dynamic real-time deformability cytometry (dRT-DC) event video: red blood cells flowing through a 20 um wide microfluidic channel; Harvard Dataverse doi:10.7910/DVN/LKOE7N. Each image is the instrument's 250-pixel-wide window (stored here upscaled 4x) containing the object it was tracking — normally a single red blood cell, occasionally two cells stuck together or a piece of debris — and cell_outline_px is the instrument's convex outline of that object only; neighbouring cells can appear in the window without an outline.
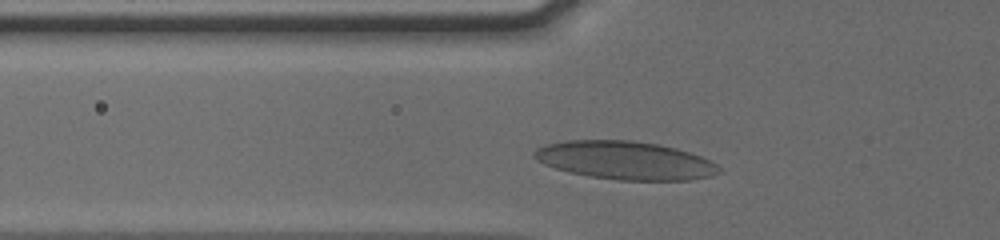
{"species": "human", "species_latin": "Homo sapiens", "temperature_condition": "cold", "stored_images_in_passage": 35, "camera_frame_rate_fps": 3000, "um_per_image_px": 0.085, "donor": {"sex": "male"}, "frame": {"image": 1, "passage_image": 9, "time_ms": 2.667, "image_size_px": [1000, 240], "cell_outline_px": [[720, 172], [708, 176], [688, 180], [620, 180], [588, 176], [556, 168], [544, 164], [536, 160], [532, 156], [532, 152], [536, 148], [544, 144], [564, 140], [632, 140], [656, 144], [676, 148], [700, 156], [716, 164], [720, 168]], "centroid_in_image_um": [53.07, 13.62], "position_along_channel_um": 72.7, "area_um2": 41.04}}
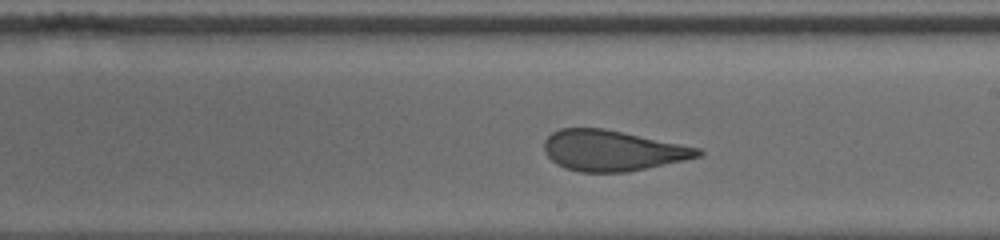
{"frame": {"image": 2, "passage_image": 22, "time_ms": 7.0, "image_size_px": [1000, 240], "cell_outline_px": [[704, 152], [700, 156], [684, 160], [628, 172], [580, 172], [564, 168], [556, 164], [544, 152], [544, 140], [552, 132], [560, 128], [604, 128], [700, 148]], "centroid_in_image_um": [52.02, 12.8], "position_along_channel_um": 237.0, "area_um2": 36.36}}
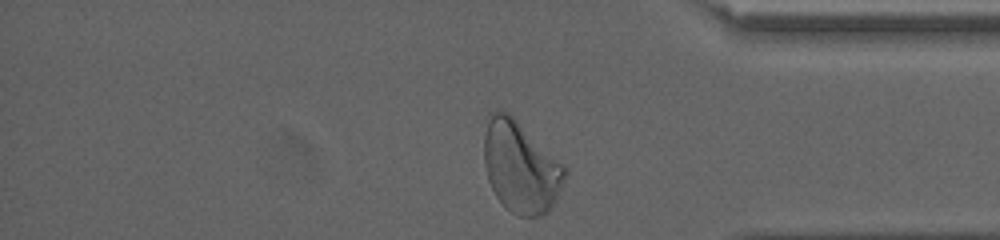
{"frame": {"image": 3, "passage_image": 35, "time_ms": 11.333, "image_size_px": [1000, 240], "cell_outline_px": [[568, 172], [556, 200], [548, 212], [540, 216], [516, 216], [496, 196], [488, 180], [484, 164], [484, 136], [488, 112], [496, 108], [504, 108], [568, 168]], "centroid_in_image_um": [44.25, 14.15], "position_along_channel_um": 391.0, "area_um2": 43.47}, "authors_computed_cell_mechanics": {"area_um2": 37.6278, "velocity_mm_per_s": 3.8143, "shape_relaxation_time_tau1_ms": 10.8081, "shape_relaxation_time_tau2_ms": 1.1606, "deformation_change_tau1": 0.2526, "deformation_change_tau2": 0.0777}}